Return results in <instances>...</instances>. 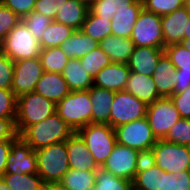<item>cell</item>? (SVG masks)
Here are the masks:
<instances>
[{
  "mask_svg": "<svg viewBox=\"0 0 190 190\" xmlns=\"http://www.w3.org/2000/svg\"><path fill=\"white\" fill-rule=\"evenodd\" d=\"M74 130L55 112L53 115L30 125L20 137L29 144L33 150L48 147L66 141Z\"/></svg>",
  "mask_w": 190,
  "mask_h": 190,
  "instance_id": "6da1fadb",
  "label": "cell"
},
{
  "mask_svg": "<svg viewBox=\"0 0 190 190\" xmlns=\"http://www.w3.org/2000/svg\"><path fill=\"white\" fill-rule=\"evenodd\" d=\"M37 173L47 186H57L70 169L66 141L35 150Z\"/></svg>",
  "mask_w": 190,
  "mask_h": 190,
  "instance_id": "7a4b0ae2",
  "label": "cell"
},
{
  "mask_svg": "<svg viewBox=\"0 0 190 190\" xmlns=\"http://www.w3.org/2000/svg\"><path fill=\"white\" fill-rule=\"evenodd\" d=\"M56 112V103L35 92L17 97L16 131L20 136L30 125L39 123Z\"/></svg>",
  "mask_w": 190,
  "mask_h": 190,
  "instance_id": "3957f363",
  "label": "cell"
},
{
  "mask_svg": "<svg viewBox=\"0 0 190 190\" xmlns=\"http://www.w3.org/2000/svg\"><path fill=\"white\" fill-rule=\"evenodd\" d=\"M56 113L74 132L92 123L90 90L71 91L56 104Z\"/></svg>",
  "mask_w": 190,
  "mask_h": 190,
  "instance_id": "277c9868",
  "label": "cell"
},
{
  "mask_svg": "<svg viewBox=\"0 0 190 190\" xmlns=\"http://www.w3.org/2000/svg\"><path fill=\"white\" fill-rule=\"evenodd\" d=\"M98 167H102L117 143L115 129L109 124L90 123L77 131Z\"/></svg>",
  "mask_w": 190,
  "mask_h": 190,
  "instance_id": "5b68a950",
  "label": "cell"
},
{
  "mask_svg": "<svg viewBox=\"0 0 190 190\" xmlns=\"http://www.w3.org/2000/svg\"><path fill=\"white\" fill-rule=\"evenodd\" d=\"M41 50L40 42L33 36L22 20L2 41V51L13 62L39 57Z\"/></svg>",
  "mask_w": 190,
  "mask_h": 190,
  "instance_id": "8992f818",
  "label": "cell"
},
{
  "mask_svg": "<svg viewBox=\"0 0 190 190\" xmlns=\"http://www.w3.org/2000/svg\"><path fill=\"white\" fill-rule=\"evenodd\" d=\"M130 39L137 47L164 48L161 16L143 8L134 24Z\"/></svg>",
  "mask_w": 190,
  "mask_h": 190,
  "instance_id": "52a82bcc",
  "label": "cell"
},
{
  "mask_svg": "<svg viewBox=\"0 0 190 190\" xmlns=\"http://www.w3.org/2000/svg\"><path fill=\"white\" fill-rule=\"evenodd\" d=\"M147 106L129 92L116 91L110 108L109 125L116 128L125 123L146 117Z\"/></svg>",
  "mask_w": 190,
  "mask_h": 190,
  "instance_id": "ba28073f",
  "label": "cell"
},
{
  "mask_svg": "<svg viewBox=\"0 0 190 190\" xmlns=\"http://www.w3.org/2000/svg\"><path fill=\"white\" fill-rule=\"evenodd\" d=\"M156 165L164 172L177 173L190 169V146L158 139L153 146Z\"/></svg>",
  "mask_w": 190,
  "mask_h": 190,
  "instance_id": "9c48e42d",
  "label": "cell"
},
{
  "mask_svg": "<svg viewBox=\"0 0 190 190\" xmlns=\"http://www.w3.org/2000/svg\"><path fill=\"white\" fill-rule=\"evenodd\" d=\"M117 143L132 149L153 148L158 139L153 134L147 117L117 126Z\"/></svg>",
  "mask_w": 190,
  "mask_h": 190,
  "instance_id": "30bf717a",
  "label": "cell"
},
{
  "mask_svg": "<svg viewBox=\"0 0 190 190\" xmlns=\"http://www.w3.org/2000/svg\"><path fill=\"white\" fill-rule=\"evenodd\" d=\"M146 117L155 137L163 139L180 115L172 100L162 97L147 106Z\"/></svg>",
  "mask_w": 190,
  "mask_h": 190,
  "instance_id": "8fae6325",
  "label": "cell"
},
{
  "mask_svg": "<svg viewBox=\"0 0 190 190\" xmlns=\"http://www.w3.org/2000/svg\"><path fill=\"white\" fill-rule=\"evenodd\" d=\"M43 73L39 57L15 61L11 90L16 97L34 92Z\"/></svg>",
  "mask_w": 190,
  "mask_h": 190,
  "instance_id": "7c38bea8",
  "label": "cell"
},
{
  "mask_svg": "<svg viewBox=\"0 0 190 190\" xmlns=\"http://www.w3.org/2000/svg\"><path fill=\"white\" fill-rule=\"evenodd\" d=\"M23 173H37V156L35 150L19 136L11 145L5 174Z\"/></svg>",
  "mask_w": 190,
  "mask_h": 190,
  "instance_id": "4fadbf2b",
  "label": "cell"
},
{
  "mask_svg": "<svg viewBox=\"0 0 190 190\" xmlns=\"http://www.w3.org/2000/svg\"><path fill=\"white\" fill-rule=\"evenodd\" d=\"M138 150L116 143L102 168L116 177L133 181Z\"/></svg>",
  "mask_w": 190,
  "mask_h": 190,
  "instance_id": "5bb4252c",
  "label": "cell"
},
{
  "mask_svg": "<svg viewBox=\"0 0 190 190\" xmlns=\"http://www.w3.org/2000/svg\"><path fill=\"white\" fill-rule=\"evenodd\" d=\"M189 16L190 10L187 5L176 9L172 13L161 16L164 47L184 41V31Z\"/></svg>",
  "mask_w": 190,
  "mask_h": 190,
  "instance_id": "9a60e30c",
  "label": "cell"
},
{
  "mask_svg": "<svg viewBox=\"0 0 190 190\" xmlns=\"http://www.w3.org/2000/svg\"><path fill=\"white\" fill-rule=\"evenodd\" d=\"M66 149L71 169L96 171L99 168L95 163L93 156L90 154L84 140L77 132H74L66 140Z\"/></svg>",
  "mask_w": 190,
  "mask_h": 190,
  "instance_id": "2e32d148",
  "label": "cell"
},
{
  "mask_svg": "<svg viewBox=\"0 0 190 190\" xmlns=\"http://www.w3.org/2000/svg\"><path fill=\"white\" fill-rule=\"evenodd\" d=\"M129 76L130 68L128 64L111 62L97 73L93 85L115 92L122 91L126 88Z\"/></svg>",
  "mask_w": 190,
  "mask_h": 190,
  "instance_id": "e0dca14e",
  "label": "cell"
},
{
  "mask_svg": "<svg viewBox=\"0 0 190 190\" xmlns=\"http://www.w3.org/2000/svg\"><path fill=\"white\" fill-rule=\"evenodd\" d=\"M142 9L143 2L141 0H135L130 6L117 7V12L111 18L112 35L130 38L134 24Z\"/></svg>",
  "mask_w": 190,
  "mask_h": 190,
  "instance_id": "ac0fdd59",
  "label": "cell"
},
{
  "mask_svg": "<svg viewBox=\"0 0 190 190\" xmlns=\"http://www.w3.org/2000/svg\"><path fill=\"white\" fill-rule=\"evenodd\" d=\"M163 54L164 48L135 46L127 64L132 72L152 76Z\"/></svg>",
  "mask_w": 190,
  "mask_h": 190,
  "instance_id": "d6986e66",
  "label": "cell"
},
{
  "mask_svg": "<svg viewBox=\"0 0 190 190\" xmlns=\"http://www.w3.org/2000/svg\"><path fill=\"white\" fill-rule=\"evenodd\" d=\"M34 92L57 104L71 91L61 73L44 71Z\"/></svg>",
  "mask_w": 190,
  "mask_h": 190,
  "instance_id": "ffe728a7",
  "label": "cell"
},
{
  "mask_svg": "<svg viewBox=\"0 0 190 190\" xmlns=\"http://www.w3.org/2000/svg\"><path fill=\"white\" fill-rule=\"evenodd\" d=\"M125 91L134 95L146 105L152 104L157 99L162 98L156 88L152 76L139 74L130 71Z\"/></svg>",
  "mask_w": 190,
  "mask_h": 190,
  "instance_id": "44dd1931",
  "label": "cell"
},
{
  "mask_svg": "<svg viewBox=\"0 0 190 190\" xmlns=\"http://www.w3.org/2000/svg\"><path fill=\"white\" fill-rule=\"evenodd\" d=\"M175 70L174 64L164 53L152 74L157 91L161 97L170 98L173 95L176 85Z\"/></svg>",
  "mask_w": 190,
  "mask_h": 190,
  "instance_id": "7402d4cb",
  "label": "cell"
},
{
  "mask_svg": "<svg viewBox=\"0 0 190 190\" xmlns=\"http://www.w3.org/2000/svg\"><path fill=\"white\" fill-rule=\"evenodd\" d=\"M100 48L109 56L112 63L127 64L135 45L130 38L109 35L99 42Z\"/></svg>",
  "mask_w": 190,
  "mask_h": 190,
  "instance_id": "603a6c76",
  "label": "cell"
},
{
  "mask_svg": "<svg viewBox=\"0 0 190 190\" xmlns=\"http://www.w3.org/2000/svg\"><path fill=\"white\" fill-rule=\"evenodd\" d=\"M92 123L109 124L110 108L115 91L92 86L90 89Z\"/></svg>",
  "mask_w": 190,
  "mask_h": 190,
  "instance_id": "cb8c5ba5",
  "label": "cell"
},
{
  "mask_svg": "<svg viewBox=\"0 0 190 190\" xmlns=\"http://www.w3.org/2000/svg\"><path fill=\"white\" fill-rule=\"evenodd\" d=\"M70 91L89 90L94 83L92 76L83 68L79 59H70L61 73Z\"/></svg>",
  "mask_w": 190,
  "mask_h": 190,
  "instance_id": "d4e9b609",
  "label": "cell"
},
{
  "mask_svg": "<svg viewBox=\"0 0 190 190\" xmlns=\"http://www.w3.org/2000/svg\"><path fill=\"white\" fill-rule=\"evenodd\" d=\"M99 43L81 30H75L71 37L66 38L59 48L69 59H80L96 49Z\"/></svg>",
  "mask_w": 190,
  "mask_h": 190,
  "instance_id": "484cf974",
  "label": "cell"
},
{
  "mask_svg": "<svg viewBox=\"0 0 190 190\" xmlns=\"http://www.w3.org/2000/svg\"><path fill=\"white\" fill-rule=\"evenodd\" d=\"M89 7L75 0H67L61 8L57 10L56 22L67 25L74 30H81L86 20Z\"/></svg>",
  "mask_w": 190,
  "mask_h": 190,
  "instance_id": "4316f807",
  "label": "cell"
},
{
  "mask_svg": "<svg viewBox=\"0 0 190 190\" xmlns=\"http://www.w3.org/2000/svg\"><path fill=\"white\" fill-rule=\"evenodd\" d=\"M96 171L69 169L57 184L61 190H88L95 186Z\"/></svg>",
  "mask_w": 190,
  "mask_h": 190,
  "instance_id": "83f0119b",
  "label": "cell"
},
{
  "mask_svg": "<svg viewBox=\"0 0 190 190\" xmlns=\"http://www.w3.org/2000/svg\"><path fill=\"white\" fill-rule=\"evenodd\" d=\"M81 31L99 43L112 34L111 19L94 15L89 10Z\"/></svg>",
  "mask_w": 190,
  "mask_h": 190,
  "instance_id": "f1b7e54d",
  "label": "cell"
},
{
  "mask_svg": "<svg viewBox=\"0 0 190 190\" xmlns=\"http://www.w3.org/2000/svg\"><path fill=\"white\" fill-rule=\"evenodd\" d=\"M2 178L11 190H46L47 188L38 173L4 174Z\"/></svg>",
  "mask_w": 190,
  "mask_h": 190,
  "instance_id": "f546056e",
  "label": "cell"
},
{
  "mask_svg": "<svg viewBox=\"0 0 190 190\" xmlns=\"http://www.w3.org/2000/svg\"><path fill=\"white\" fill-rule=\"evenodd\" d=\"M75 30L67 25L52 21L43 32L40 45L42 49L59 47L62 42L71 37Z\"/></svg>",
  "mask_w": 190,
  "mask_h": 190,
  "instance_id": "4dcf8cb0",
  "label": "cell"
},
{
  "mask_svg": "<svg viewBox=\"0 0 190 190\" xmlns=\"http://www.w3.org/2000/svg\"><path fill=\"white\" fill-rule=\"evenodd\" d=\"M39 59L45 72L55 73H62L70 60L59 47L42 49Z\"/></svg>",
  "mask_w": 190,
  "mask_h": 190,
  "instance_id": "1f68e13d",
  "label": "cell"
},
{
  "mask_svg": "<svg viewBox=\"0 0 190 190\" xmlns=\"http://www.w3.org/2000/svg\"><path fill=\"white\" fill-rule=\"evenodd\" d=\"M132 181L116 177L102 167L96 170L94 190H132Z\"/></svg>",
  "mask_w": 190,
  "mask_h": 190,
  "instance_id": "d6a6232c",
  "label": "cell"
},
{
  "mask_svg": "<svg viewBox=\"0 0 190 190\" xmlns=\"http://www.w3.org/2000/svg\"><path fill=\"white\" fill-rule=\"evenodd\" d=\"M158 190H190L189 171L163 172L160 175Z\"/></svg>",
  "mask_w": 190,
  "mask_h": 190,
  "instance_id": "836d02e7",
  "label": "cell"
},
{
  "mask_svg": "<svg viewBox=\"0 0 190 190\" xmlns=\"http://www.w3.org/2000/svg\"><path fill=\"white\" fill-rule=\"evenodd\" d=\"M83 68L94 79L97 73L111 63L109 56L98 46L86 56L79 59Z\"/></svg>",
  "mask_w": 190,
  "mask_h": 190,
  "instance_id": "e575fe53",
  "label": "cell"
},
{
  "mask_svg": "<svg viewBox=\"0 0 190 190\" xmlns=\"http://www.w3.org/2000/svg\"><path fill=\"white\" fill-rule=\"evenodd\" d=\"M164 53L181 73L190 74V51L182 43L164 47Z\"/></svg>",
  "mask_w": 190,
  "mask_h": 190,
  "instance_id": "d590c367",
  "label": "cell"
},
{
  "mask_svg": "<svg viewBox=\"0 0 190 190\" xmlns=\"http://www.w3.org/2000/svg\"><path fill=\"white\" fill-rule=\"evenodd\" d=\"M164 171L157 165L143 172L136 173L132 185L135 190H158L160 175Z\"/></svg>",
  "mask_w": 190,
  "mask_h": 190,
  "instance_id": "8d00e7d4",
  "label": "cell"
},
{
  "mask_svg": "<svg viewBox=\"0 0 190 190\" xmlns=\"http://www.w3.org/2000/svg\"><path fill=\"white\" fill-rule=\"evenodd\" d=\"M163 140L174 144L190 146V119L179 118Z\"/></svg>",
  "mask_w": 190,
  "mask_h": 190,
  "instance_id": "74e56055",
  "label": "cell"
},
{
  "mask_svg": "<svg viewBox=\"0 0 190 190\" xmlns=\"http://www.w3.org/2000/svg\"><path fill=\"white\" fill-rule=\"evenodd\" d=\"M135 0H93L89 10L97 16L112 18L117 7L130 6Z\"/></svg>",
  "mask_w": 190,
  "mask_h": 190,
  "instance_id": "f35d334b",
  "label": "cell"
},
{
  "mask_svg": "<svg viewBox=\"0 0 190 190\" xmlns=\"http://www.w3.org/2000/svg\"><path fill=\"white\" fill-rule=\"evenodd\" d=\"M26 27L30 30L33 36L40 42L43 32L47 29L48 25L53 21L43 13L33 11L21 19Z\"/></svg>",
  "mask_w": 190,
  "mask_h": 190,
  "instance_id": "ab89813d",
  "label": "cell"
},
{
  "mask_svg": "<svg viewBox=\"0 0 190 190\" xmlns=\"http://www.w3.org/2000/svg\"><path fill=\"white\" fill-rule=\"evenodd\" d=\"M143 8L163 16L186 5V0H143Z\"/></svg>",
  "mask_w": 190,
  "mask_h": 190,
  "instance_id": "60d3db41",
  "label": "cell"
},
{
  "mask_svg": "<svg viewBox=\"0 0 190 190\" xmlns=\"http://www.w3.org/2000/svg\"><path fill=\"white\" fill-rule=\"evenodd\" d=\"M21 18L10 8L0 2V40L3 41L8 33L20 22Z\"/></svg>",
  "mask_w": 190,
  "mask_h": 190,
  "instance_id": "b9f144b4",
  "label": "cell"
},
{
  "mask_svg": "<svg viewBox=\"0 0 190 190\" xmlns=\"http://www.w3.org/2000/svg\"><path fill=\"white\" fill-rule=\"evenodd\" d=\"M17 97L10 89L0 88V118H16Z\"/></svg>",
  "mask_w": 190,
  "mask_h": 190,
  "instance_id": "7bdbcfd3",
  "label": "cell"
},
{
  "mask_svg": "<svg viewBox=\"0 0 190 190\" xmlns=\"http://www.w3.org/2000/svg\"><path fill=\"white\" fill-rule=\"evenodd\" d=\"M14 75V62L1 50L0 51V88L10 89Z\"/></svg>",
  "mask_w": 190,
  "mask_h": 190,
  "instance_id": "ee69618b",
  "label": "cell"
},
{
  "mask_svg": "<svg viewBox=\"0 0 190 190\" xmlns=\"http://www.w3.org/2000/svg\"><path fill=\"white\" fill-rule=\"evenodd\" d=\"M170 99L178 110L180 118L190 119V86L183 92L173 94Z\"/></svg>",
  "mask_w": 190,
  "mask_h": 190,
  "instance_id": "f6af8a7d",
  "label": "cell"
},
{
  "mask_svg": "<svg viewBox=\"0 0 190 190\" xmlns=\"http://www.w3.org/2000/svg\"><path fill=\"white\" fill-rule=\"evenodd\" d=\"M65 2H67V0H36L34 11L43 13L54 21L57 10H59Z\"/></svg>",
  "mask_w": 190,
  "mask_h": 190,
  "instance_id": "bcb514c9",
  "label": "cell"
},
{
  "mask_svg": "<svg viewBox=\"0 0 190 190\" xmlns=\"http://www.w3.org/2000/svg\"><path fill=\"white\" fill-rule=\"evenodd\" d=\"M0 2L10 8L22 19L34 11L36 0H0Z\"/></svg>",
  "mask_w": 190,
  "mask_h": 190,
  "instance_id": "7dc6e473",
  "label": "cell"
},
{
  "mask_svg": "<svg viewBox=\"0 0 190 190\" xmlns=\"http://www.w3.org/2000/svg\"><path fill=\"white\" fill-rule=\"evenodd\" d=\"M156 165L153 148L138 150L136 173L148 170Z\"/></svg>",
  "mask_w": 190,
  "mask_h": 190,
  "instance_id": "c3c4849f",
  "label": "cell"
},
{
  "mask_svg": "<svg viewBox=\"0 0 190 190\" xmlns=\"http://www.w3.org/2000/svg\"><path fill=\"white\" fill-rule=\"evenodd\" d=\"M15 121L16 118H0V140H16L19 137Z\"/></svg>",
  "mask_w": 190,
  "mask_h": 190,
  "instance_id": "681fc988",
  "label": "cell"
},
{
  "mask_svg": "<svg viewBox=\"0 0 190 190\" xmlns=\"http://www.w3.org/2000/svg\"><path fill=\"white\" fill-rule=\"evenodd\" d=\"M15 140H0V177L5 174L8 154Z\"/></svg>",
  "mask_w": 190,
  "mask_h": 190,
  "instance_id": "f907efd6",
  "label": "cell"
},
{
  "mask_svg": "<svg viewBox=\"0 0 190 190\" xmlns=\"http://www.w3.org/2000/svg\"><path fill=\"white\" fill-rule=\"evenodd\" d=\"M176 85L173 94L183 92L190 86V74L181 73L180 69L175 70Z\"/></svg>",
  "mask_w": 190,
  "mask_h": 190,
  "instance_id": "816d5d0a",
  "label": "cell"
},
{
  "mask_svg": "<svg viewBox=\"0 0 190 190\" xmlns=\"http://www.w3.org/2000/svg\"><path fill=\"white\" fill-rule=\"evenodd\" d=\"M184 39H190V16H189L188 22L185 26Z\"/></svg>",
  "mask_w": 190,
  "mask_h": 190,
  "instance_id": "f5cc1de1",
  "label": "cell"
},
{
  "mask_svg": "<svg viewBox=\"0 0 190 190\" xmlns=\"http://www.w3.org/2000/svg\"><path fill=\"white\" fill-rule=\"evenodd\" d=\"M0 190H11L2 177H0Z\"/></svg>",
  "mask_w": 190,
  "mask_h": 190,
  "instance_id": "db71d44e",
  "label": "cell"
},
{
  "mask_svg": "<svg viewBox=\"0 0 190 190\" xmlns=\"http://www.w3.org/2000/svg\"><path fill=\"white\" fill-rule=\"evenodd\" d=\"M75 1H77V2H79L81 4H84V5L88 6L89 8H90V6L92 5V2H93V0H75Z\"/></svg>",
  "mask_w": 190,
  "mask_h": 190,
  "instance_id": "11a10c76",
  "label": "cell"
},
{
  "mask_svg": "<svg viewBox=\"0 0 190 190\" xmlns=\"http://www.w3.org/2000/svg\"><path fill=\"white\" fill-rule=\"evenodd\" d=\"M184 47L190 51V39H184V41L181 42Z\"/></svg>",
  "mask_w": 190,
  "mask_h": 190,
  "instance_id": "9f6ffc18",
  "label": "cell"
},
{
  "mask_svg": "<svg viewBox=\"0 0 190 190\" xmlns=\"http://www.w3.org/2000/svg\"><path fill=\"white\" fill-rule=\"evenodd\" d=\"M46 190H61V189L57 186H47Z\"/></svg>",
  "mask_w": 190,
  "mask_h": 190,
  "instance_id": "6f0895ef",
  "label": "cell"
},
{
  "mask_svg": "<svg viewBox=\"0 0 190 190\" xmlns=\"http://www.w3.org/2000/svg\"><path fill=\"white\" fill-rule=\"evenodd\" d=\"M186 5L188 6V8L190 10V0H186Z\"/></svg>",
  "mask_w": 190,
  "mask_h": 190,
  "instance_id": "680465c9",
  "label": "cell"
},
{
  "mask_svg": "<svg viewBox=\"0 0 190 190\" xmlns=\"http://www.w3.org/2000/svg\"><path fill=\"white\" fill-rule=\"evenodd\" d=\"M2 50V41L0 40V51Z\"/></svg>",
  "mask_w": 190,
  "mask_h": 190,
  "instance_id": "91938a15",
  "label": "cell"
}]
</instances>
